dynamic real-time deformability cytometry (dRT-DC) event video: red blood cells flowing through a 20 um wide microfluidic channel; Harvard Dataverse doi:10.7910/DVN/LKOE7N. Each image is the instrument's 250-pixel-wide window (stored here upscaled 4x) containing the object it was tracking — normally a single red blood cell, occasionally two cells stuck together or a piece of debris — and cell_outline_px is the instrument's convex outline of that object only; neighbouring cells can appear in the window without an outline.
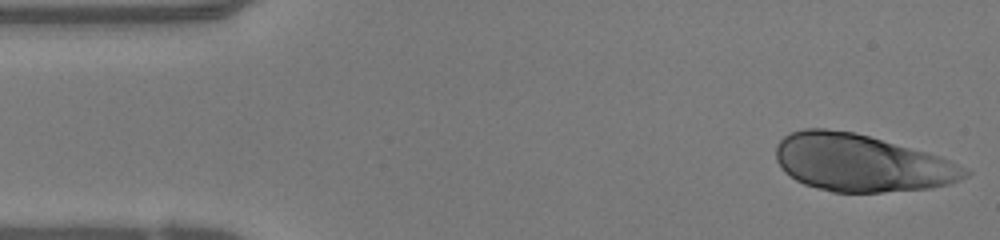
{"species": "human", "species_latin": "Homo sapiens", "temperature_condition": "warm", "stored_images_in_passage": 47, "camera_frame_rate_fps": 3000, "um_per_image_px": 0.085, "donor": {"sex": "female"}, "frame": {"image": 1, "passage_image": 1, "time_ms": 0.0, "image_size_px": [1000, 240], "cell_outline_px": [[972, 172], [968, 176], [948, 184], [932, 188], [880, 192], [832, 192], [816, 188], [804, 184], [796, 180], [784, 172], [776, 160], [776, 144], [784, 136], [792, 132], [804, 128], [824, 128], [856, 132], [924, 152], [948, 160], [968, 168]], "centroid_in_image_um": [73.17, 13.85], "position_along_channel_um": 11.8, "area_um2": 62.89}}